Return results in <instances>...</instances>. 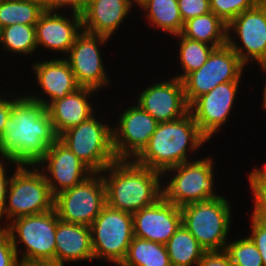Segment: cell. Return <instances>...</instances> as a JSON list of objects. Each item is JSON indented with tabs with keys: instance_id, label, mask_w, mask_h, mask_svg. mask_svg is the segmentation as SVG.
<instances>
[{
	"instance_id": "cell-42",
	"label": "cell",
	"mask_w": 266,
	"mask_h": 266,
	"mask_svg": "<svg viewBox=\"0 0 266 266\" xmlns=\"http://www.w3.org/2000/svg\"><path fill=\"white\" fill-rule=\"evenodd\" d=\"M260 69L262 72H264V74L266 76V69L264 67H260ZM264 79H265L264 80L265 81L264 86H263L264 88L262 89L263 90V98H262L263 100H262L261 104H262L263 111L265 110L264 112L266 113V77H264Z\"/></svg>"
},
{
	"instance_id": "cell-32",
	"label": "cell",
	"mask_w": 266,
	"mask_h": 266,
	"mask_svg": "<svg viewBox=\"0 0 266 266\" xmlns=\"http://www.w3.org/2000/svg\"><path fill=\"white\" fill-rule=\"evenodd\" d=\"M251 169L247 176L248 186L254 199L251 215L266 221V163H263L261 168L256 165Z\"/></svg>"
},
{
	"instance_id": "cell-4",
	"label": "cell",
	"mask_w": 266,
	"mask_h": 266,
	"mask_svg": "<svg viewBox=\"0 0 266 266\" xmlns=\"http://www.w3.org/2000/svg\"><path fill=\"white\" fill-rule=\"evenodd\" d=\"M58 220L53 209L42 214L15 218L4 227L10 234L20 264L55 266ZM20 243L24 248L18 246Z\"/></svg>"
},
{
	"instance_id": "cell-23",
	"label": "cell",
	"mask_w": 266,
	"mask_h": 266,
	"mask_svg": "<svg viewBox=\"0 0 266 266\" xmlns=\"http://www.w3.org/2000/svg\"><path fill=\"white\" fill-rule=\"evenodd\" d=\"M55 266L94 261L90 226L58 220L55 234Z\"/></svg>"
},
{
	"instance_id": "cell-16",
	"label": "cell",
	"mask_w": 266,
	"mask_h": 266,
	"mask_svg": "<svg viewBox=\"0 0 266 266\" xmlns=\"http://www.w3.org/2000/svg\"><path fill=\"white\" fill-rule=\"evenodd\" d=\"M36 166L44 174L53 196L81 183L94 173L59 139L49 146Z\"/></svg>"
},
{
	"instance_id": "cell-40",
	"label": "cell",
	"mask_w": 266,
	"mask_h": 266,
	"mask_svg": "<svg viewBox=\"0 0 266 266\" xmlns=\"http://www.w3.org/2000/svg\"><path fill=\"white\" fill-rule=\"evenodd\" d=\"M44 10H73V0H35Z\"/></svg>"
},
{
	"instance_id": "cell-9",
	"label": "cell",
	"mask_w": 266,
	"mask_h": 266,
	"mask_svg": "<svg viewBox=\"0 0 266 266\" xmlns=\"http://www.w3.org/2000/svg\"><path fill=\"white\" fill-rule=\"evenodd\" d=\"M94 260L120 266L134 238L132 214L106 205L90 225Z\"/></svg>"
},
{
	"instance_id": "cell-22",
	"label": "cell",
	"mask_w": 266,
	"mask_h": 266,
	"mask_svg": "<svg viewBox=\"0 0 266 266\" xmlns=\"http://www.w3.org/2000/svg\"><path fill=\"white\" fill-rule=\"evenodd\" d=\"M94 95H98L95 89L80 87L66 97L53 101L46 108L58 137L68 129L87 121L98 111L95 108L100 109V105L95 107L92 103L91 98Z\"/></svg>"
},
{
	"instance_id": "cell-41",
	"label": "cell",
	"mask_w": 266,
	"mask_h": 266,
	"mask_svg": "<svg viewBox=\"0 0 266 266\" xmlns=\"http://www.w3.org/2000/svg\"><path fill=\"white\" fill-rule=\"evenodd\" d=\"M91 1L92 0H73V10L80 12Z\"/></svg>"
},
{
	"instance_id": "cell-30",
	"label": "cell",
	"mask_w": 266,
	"mask_h": 266,
	"mask_svg": "<svg viewBox=\"0 0 266 266\" xmlns=\"http://www.w3.org/2000/svg\"><path fill=\"white\" fill-rule=\"evenodd\" d=\"M44 11L35 0H3L0 29L13 24L35 25Z\"/></svg>"
},
{
	"instance_id": "cell-39",
	"label": "cell",
	"mask_w": 266,
	"mask_h": 266,
	"mask_svg": "<svg viewBox=\"0 0 266 266\" xmlns=\"http://www.w3.org/2000/svg\"><path fill=\"white\" fill-rule=\"evenodd\" d=\"M8 98V99H7ZM11 113V92L7 95L0 92V139L5 131V124Z\"/></svg>"
},
{
	"instance_id": "cell-37",
	"label": "cell",
	"mask_w": 266,
	"mask_h": 266,
	"mask_svg": "<svg viewBox=\"0 0 266 266\" xmlns=\"http://www.w3.org/2000/svg\"><path fill=\"white\" fill-rule=\"evenodd\" d=\"M183 22L211 12L210 0H177Z\"/></svg>"
},
{
	"instance_id": "cell-34",
	"label": "cell",
	"mask_w": 266,
	"mask_h": 266,
	"mask_svg": "<svg viewBox=\"0 0 266 266\" xmlns=\"http://www.w3.org/2000/svg\"><path fill=\"white\" fill-rule=\"evenodd\" d=\"M12 166L14 169L11 168L12 170H7ZM19 166L20 164L13 162L10 159H0V227H4V210L6 206V197L13 176V171H15ZM11 171L12 174L10 173Z\"/></svg>"
},
{
	"instance_id": "cell-33",
	"label": "cell",
	"mask_w": 266,
	"mask_h": 266,
	"mask_svg": "<svg viewBox=\"0 0 266 266\" xmlns=\"http://www.w3.org/2000/svg\"><path fill=\"white\" fill-rule=\"evenodd\" d=\"M263 0H210V10L225 24H229L244 11L257 6Z\"/></svg>"
},
{
	"instance_id": "cell-15",
	"label": "cell",
	"mask_w": 266,
	"mask_h": 266,
	"mask_svg": "<svg viewBox=\"0 0 266 266\" xmlns=\"http://www.w3.org/2000/svg\"><path fill=\"white\" fill-rule=\"evenodd\" d=\"M242 81H230L217 85L210 92L198 97L190 106L189 112L198 125L200 132L211 142L215 134L229 123L234 113L237 94ZM235 103V104H234ZM232 112V113H231ZM231 114V115H230Z\"/></svg>"
},
{
	"instance_id": "cell-21",
	"label": "cell",
	"mask_w": 266,
	"mask_h": 266,
	"mask_svg": "<svg viewBox=\"0 0 266 266\" xmlns=\"http://www.w3.org/2000/svg\"><path fill=\"white\" fill-rule=\"evenodd\" d=\"M133 7L137 9L133 0H92L80 11L82 29L111 39L135 10Z\"/></svg>"
},
{
	"instance_id": "cell-19",
	"label": "cell",
	"mask_w": 266,
	"mask_h": 266,
	"mask_svg": "<svg viewBox=\"0 0 266 266\" xmlns=\"http://www.w3.org/2000/svg\"><path fill=\"white\" fill-rule=\"evenodd\" d=\"M37 60L30 67L32 74L35 73L36 86L41 93H24L30 100L42 103L47 108L53 101L64 98L80 88L64 57Z\"/></svg>"
},
{
	"instance_id": "cell-27",
	"label": "cell",
	"mask_w": 266,
	"mask_h": 266,
	"mask_svg": "<svg viewBox=\"0 0 266 266\" xmlns=\"http://www.w3.org/2000/svg\"><path fill=\"white\" fill-rule=\"evenodd\" d=\"M120 266H171L165 244L133 238Z\"/></svg>"
},
{
	"instance_id": "cell-3",
	"label": "cell",
	"mask_w": 266,
	"mask_h": 266,
	"mask_svg": "<svg viewBox=\"0 0 266 266\" xmlns=\"http://www.w3.org/2000/svg\"><path fill=\"white\" fill-rule=\"evenodd\" d=\"M207 143L211 142L200 132L189 112L176 120L158 123L148 145L134 161L163 174L169 168L193 160L192 154L196 155Z\"/></svg>"
},
{
	"instance_id": "cell-7",
	"label": "cell",
	"mask_w": 266,
	"mask_h": 266,
	"mask_svg": "<svg viewBox=\"0 0 266 266\" xmlns=\"http://www.w3.org/2000/svg\"><path fill=\"white\" fill-rule=\"evenodd\" d=\"M97 115L63 132L58 139L94 173H101L117 158L113 149V125Z\"/></svg>"
},
{
	"instance_id": "cell-35",
	"label": "cell",
	"mask_w": 266,
	"mask_h": 266,
	"mask_svg": "<svg viewBox=\"0 0 266 266\" xmlns=\"http://www.w3.org/2000/svg\"><path fill=\"white\" fill-rule=\"evenodd\" d=\"M250 231L247 235L258 249L263 265L266 266V221L250 215Z\"/></svg>"
},
{
	"instance_id": "cell-31",
	"label": "cell",
	"mask_w": 266,
	"mask_h": 266,
	"mask_svg": "<svg viewBox=\"0 0 266 266\" xmlns=\"http://www.w3.org/2000/svg\"><path fill=\"white\" fill-rule=\"evenodd\" d=\"M224 251L234 266H264L256 245L248 236L231 239Z\"/></svg>"
},
{
	"instance_id": "cell-6",
	"label": "cell",
	"mask_w": 266,
	"mask_h": 266,
	"mask_svg": "<svg viewBox=\"0 0 266 266\" xmlns=\"http://www.w3.org/2000/svg\"><path fill=\"white\" fill-rule=\"evenodd\" d=\"M226 196L186 204L181 209V224L206 251H222L229 241L232 208Z\"/></svg>"
},
{
	"instance_id": "cell-14",
	"label": "cell",
	"mask_w": 266,
	"mask_h": 266,
	"mask_svg": "<svg viewBox=\"0 0 266 266\" xmlns=\"http://www.w3.org/2000/svg\"><path fill=\"white\" fill-rule=\"evenodd\" d=\"M132 105V106H129ZM114 126L113 149L117 160H134L148 145L158 122L135 102L129 104Z\"/></svg>"
},
{
	"instance_id": "cell-29",
	"label": "cell",
	"mask_w": 266,
	"mask_h": 266,
	"mask_svg": "<svg viewBox=\"0 0 266 266\" xmlns=\"http://www.w3.org/2000/svg\"><path fill=\"white\" fill-rule=\"evenodd\" d=\"M173 38L176 39V41H179V44H176L179 49H176V51H178L177 57L180 62V70H182L180 73V70L178 69L179 72L176 71L177 74L175 73L173 77L182 81L189 73L198 70L206 63L209 55L215 47L188 39L181 34L173 36Z\"/></svg>"
},
{
	"instance_id": "cell-28",
	"label": "cell",
	"mask_w": 266,
	"mask_h": 266,
	"mask_svg": "<svg viewBox=\"0 0 266 266\" xmlns=\"http://www.w3.org/2000/svg\"><path fill=\"white\" fill-rule=\"evenodd\" d=\"M0 48L13 53V56L22 55L30 58L37 52L35 25L13 24L0 29ZM21 54V55H20Z\"/></svg>"
},
{
	"instance_id": "cell-11",
	"label": "cell",
	"mask_w": 266,
	"mask_h": 266,
	"mask_svg": "<svg viewBox=\"0 0 266 266\" xmlns=\"http://www.w3.org/2000/svg\"><path fill=\"white\" fill-rule=\"evenodd\" d=\"M246 68L228 44L214 48L206 63L182 80L188 105L221 83L241 81Z\"/></svg>"
},
{
	"instance_id": "cell-17",
	"label": "cell",
	"mask_w": 266,
	"mask_h": 266,
	"mask_svg": "<svg viewBox=\"0 0 266 266\" xmlns=\"http://www.w3.org/2000/svg\"><path fill=\"white\" fill-rule=\"evenodd\" d=\"M143 87L136 95V104L150 114L158 123L173 121L189 113L184 85L176 77L161 79Z\"/></svg>"
},
{
	"instance_id": "cell-24",
	"label": "cell",
	"mask_w": 266,
	"mask_h": 266,
	"mask_svg": "<svg viewBox=\"0 0 266 266\" xmlns=\"http://www.w3.org/2000/svg\"><path fill=\"white\" fill-rule=\"evenodd\" d=\"M136 6L144 13L142 17H145L150 28L162 30L171 38L181 33L184 22L177 0H141Z\"/></svg>"
},
{
	"instance_id": "cell-38",
	"label": "cell",
	"mask_w": 266,
	"mask_h": 266,
	"mask_svg": "<svg viewBox=\"0 0 266 266\" xmlns=\"http://www.w3.org/2000/svg\"><path fill=\"white\" fill-rule=\"evenodd\" d=\"M196 266H234L227 253L222 251H206Z\"/></svg>"
},
{
	"instance_id": "cell-36",
	"label": "cell",
	"mask_w": 266,
	"mask_h": 266,
	"mask_svg": "<svg viewBox=\"0 0 266 266\" xmlns=\"http://www.w3.org/2000/svg\"><path fill=\"white\" fill-rule=\"evenodd\" d=\"M20 261L12 244L9 232L0 227V266H19Z\"/></svg>"
},
{
	"instance_id": "cell-20",
	"label": "cell",
	"mask_w": 266,
	"mask_h": 266,
	"mask_svg": "<svg viewBox=\"0 0 266 266\" xmlns=\"http://www.w3.org/2000/svg\"><path fill=\"white\" fill-rule=\"evenodd\" d=\"M134 236L166 244L181 225V209L164 197L132 214Z\"/></svg>"
},
{
	"instance_id": "cell-26",
	"label": "cell",
	"mask_w": 266,
	"mask_h": 266,
	"mask_svg": "<svg viewBox=\"0 0 266 266\" xmlns=\"http://www.w3.org/2000/svg\"><path fill=\"white\" fill-rule=\"evenodd\" d=\"M165 245L171 266H196L206 252L182 224Z\"/></svg>"
},
{
	"instance_id": "cell-12",
	"label": "cell",
	"mask_w": 266,
	"mask_h": 266,
	"mask_svg": "<svg viewBox=\"0 0 266 266\" xmlns=\"http://www.w3.org/2000/svg\"><path fill=\"white\" fill-rule=\"evenodd\" d=\"M106 206V190L101 173H93L81 183L54 196V210L60 220L90 226Z\"/></svg>"
},
{
	"instance_id": "cell-5",
	"label": "cell",
	"mask_w": 266,
	"mask_h": 266,
	"mask_svg": "<svg viewBox=\"0 0 266 266\" xmlns=\"http://www.w3.org/2000/svg\"><path fill=\"white\" fill-rule=\"evenodd\" d=\"M193 157L195 159L169 168L162 174L163 197L178 207L221 197V194L216 193L217 189H214L217 185L213 156Z\"/></svg>"
},
{
	"instance_id": "cell-2",
	"label": "cell",
	"mask_w": 266,
	"mask_h": 266,
	"mask_svg": "<svg viewBox=\"0 0 266 266\" xmlns=\"http://www.w3.org/2000/svg\"><path fill=\"white\" fill-rule=\"evenodd\" d=\"M101 175L106 205L113 209L133 214L163 197L162 173L138 165L134 160H116Z\"/></svg>"
},
{
	"instance_id": "cell-18",
	"label": "cell",
	"mask_w": 266,
	"mask_h": 266,
	"mask_svg": "<svg viewBox=\"0 0 266 266\" xmlns=\"http://www.w3.org/2000/svg\"><path fill=\"white\" fill-rule=\"evenodd\" d=\"M35 30L38 50L43 47L49 52L53 51L52 53H62L65 57L77 35L83 30L82 16L79 11L72 9L45 10L35 24Z\"/></svg>"
},
{
	"instance_id": "cell-8",
	"label": "cell",
	"mask_w": 266,
	"mask_h": 266,
	"mask_svg": "<svg viewBox=\"0 0 266 266\" xmlns=\"http://www.w3.org/2000/svg\"><path fill=\"white\" fill-rule=\"evenodd\" d=\"M54 209V196L44 174L36 165H20L8 188L4 227L13 219Z\"/></svg>"
},
{
	"instance_id": "cell-43",
	"label": "cell",
	"mask_w": 266,
	"mask_h": 266,
	"mask_svg": "<svg viewBox=\"0 0 266 266\" xmlns=\"http://www.w3.org/2000/svg\"><path fill=\"white\" fill-rule=\"evenodd\" d=\"M136 4L139 3L141 0H133Z\"/></svg>"
},
{
	"instance_id": "cell-1",
	"label": "cell",
	"mask_w": 266,
	"mask_h": 266,
	"mask_svg": "<svg viewBox=\"0 0 266 266\" xmlns=\"http://www.w3.org/2000/svg\"><path fill=\"white\" fill-rule=\"evenodd\" d=\"M20 94L11 96V113L0 139V159L36 165L58 135L46 106Z\"/></svg>"
},
{
	"instance_id": "cell-10",
	"label": "cell",
	"mask_w": 266,
	"mask_h": 266,
	"mask_svg": "<svg viewBox=\"0 0 266 266\" xmlns=\"http://www.w3.org/2000/svg\"><path fill=\"white\" fill-rule=\"evenodd\" d=\"M227 44L247 67L252 62L259 65V68L265 67V1H261L257 6L239 14L227 25Z\"/></svg>"
},
{
	"instance_id": "cell-13",
	"label": "cell",
	"mask_w": 266,
	"mask_h": 266,
	"mask_svg": "<svg viewBox=\"0 0 266 266\" xmlns=\"http://www.w3.org/2000/svg\"><path fill=\"white\" fill-rule=\"evenodd\" d=\"M109 41L111 39L108 37L84 30L77 35L65 59L80 87L95 89L98 92L109 86L111 88L113 81L107 75L108 70H105L103 53L100 51V47H105Z\"/></svg>"
},
{
	"instance_id": "cell-25",
	"label": "cell",
	"mask_w": 266,
	"mask_h": 266,
	"mask_svg": "<svg viewBox=\"0 0 266 266\" xmlns=\"http://www.w3.org/2000/svg\"><path fill=\"white\" fill-rule=\"evenodd\" d=\"M180 34L215 48L227 44V24L212 12L185 21Z\"/></svg>"
}]
</instances>
